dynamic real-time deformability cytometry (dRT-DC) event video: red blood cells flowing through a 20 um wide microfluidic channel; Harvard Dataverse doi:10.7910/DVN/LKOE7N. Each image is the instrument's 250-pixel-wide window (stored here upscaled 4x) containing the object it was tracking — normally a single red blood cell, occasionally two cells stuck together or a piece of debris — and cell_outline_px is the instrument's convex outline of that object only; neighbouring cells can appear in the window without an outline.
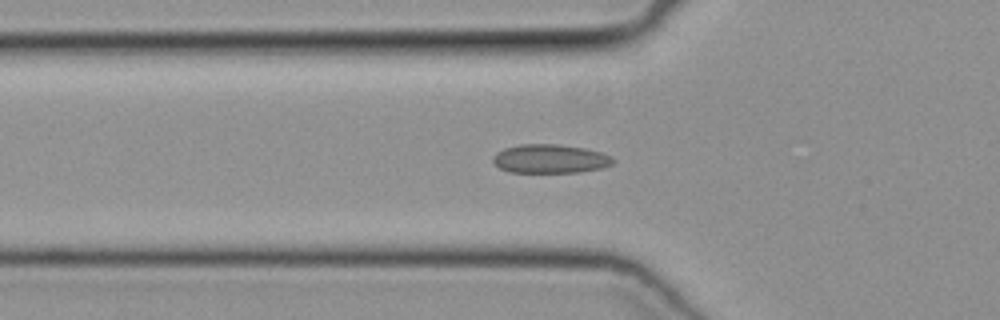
{"species": "common noctule bat (a hibernating species)", "species_latin": "Nyctalus noctula", "temperature_condition": "cold", "stored_images_in_passage": 34, "camera_frame_rate_fps": 3000, "um_per_image_px": 0.085, "animal": {"sex": "female", "body_mass_g": 19.3, "forearm_length_mm": 54.1}, "frame": {"image": 1, "passage_image": 2, "time_ms": 0.333, "image_size_px": [1000, 320], "cell_outline_px": [[616, 160], [612, 164], [600, 168], [580, 172], [508, 172], [500, 168], [492, 160], [492, 156], [496, 152], [504, 148], [520, 144], [556, 144], [584, 148], [600, 152], [612, 156]], "centroid_in_image_um": [46.75, 13.49], "position_along_channel_um": 79.1, "area_um2": 20.17}}
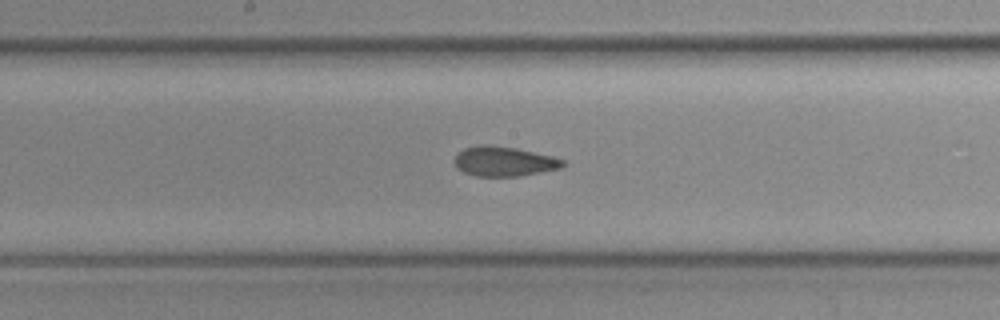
{"frame": {"image": 2, "passage_image": 11, "time_ms": 3.333, "image_size_px": [1000, 320], "cell_outline_px": [[568, 164], [560, 168], [520, 176], [476, 176], [464, 172], [456, 168], [456, 156], [464, 148], [480, 144], [488, 144], [516, 148], [552, 156], [564, 160]], "centroid_in_image_um": [42.86, 13.71], "position_along_channel_um": 205.3, "area_um2": 18.73}}
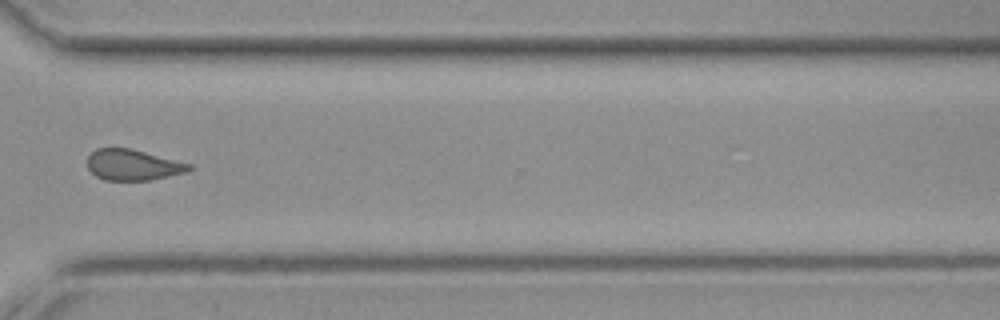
{"frame": {"image": 3, "passage_image": 22, "time_ms": 7.0, "image_size_px": [1000, 320], "cell_outline_px": [[192, 168], [188, 172], [152, 180], [104, 180], [96, 176], [88, 168], [88, 156], [96, 148], [132, 148], [192, 164]], "centroid_in_image_um": [11.33, 14.01], "position_along_channel_um": 359.3, "area_um2": 18.44}}